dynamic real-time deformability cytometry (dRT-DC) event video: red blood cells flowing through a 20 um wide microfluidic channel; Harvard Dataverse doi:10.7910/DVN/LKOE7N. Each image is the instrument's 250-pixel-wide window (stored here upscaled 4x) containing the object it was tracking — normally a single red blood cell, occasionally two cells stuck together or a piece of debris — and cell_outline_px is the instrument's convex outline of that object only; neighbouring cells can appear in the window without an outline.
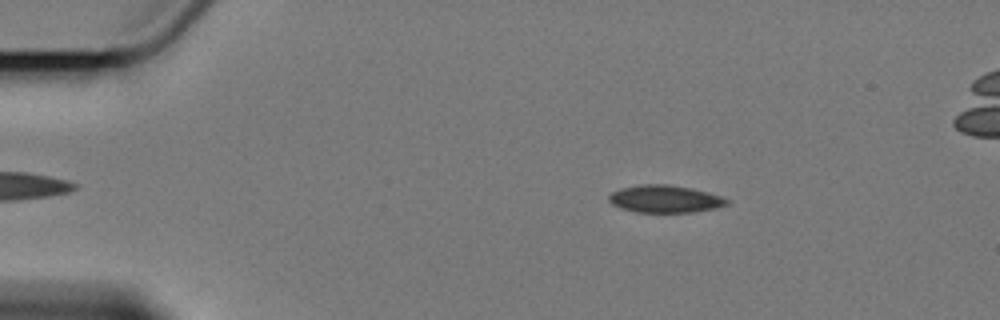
{"species": "Egyptian fruit bat (a non-hibernating species)", "species_latin": "Rousettus aegyptiacus", "temperature_condition": "cold", "stored_images_in_passage": 5, "camera_frame_rate_fps": 3000, "um_per_image_px": 0.085, "animal": {"sex": "female"}, "frame": {"image": 1, "passage_image": 2, "time_ms": 1.333, "image_size_px": [1000, 320], "cell_outline_px": [[732, 200], [728, 204], [716, 208], [692, 212], [636, 212], [620, 208], [612, 204], [608, 200], [608, 196], [612, 192], [620, 188], [640, 184], [668, 184], [692, 188], [708, 192]], "centroid_in_image_um": [56.52, 16.9], "position_along_channel_um": 28.5, "area_um2": 19.02}}